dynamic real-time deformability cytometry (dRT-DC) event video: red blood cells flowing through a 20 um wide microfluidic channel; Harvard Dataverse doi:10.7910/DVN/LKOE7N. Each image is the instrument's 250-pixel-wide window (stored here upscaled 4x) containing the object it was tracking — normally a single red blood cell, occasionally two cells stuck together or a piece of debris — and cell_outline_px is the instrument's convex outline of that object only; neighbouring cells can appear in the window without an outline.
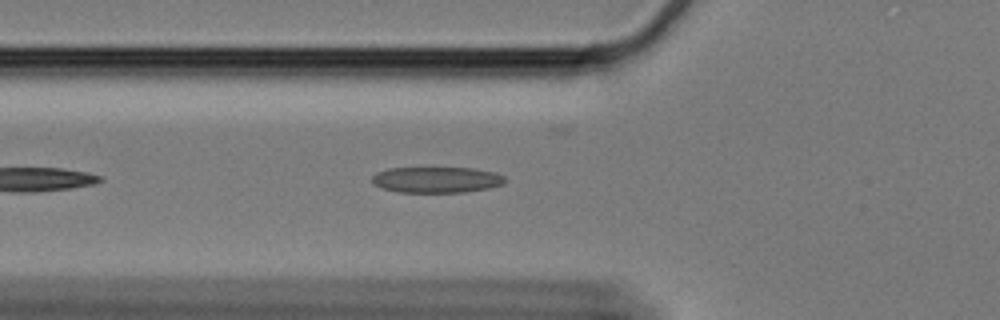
{"species": "Egyptian fruit bat (a non-hibernating species)", "species_latin": "Rousettus aegyptiacus", "temperature_condition": "cold", "stored_images_in_passage": 18, "camera_frame_rate_fps": 3000, "um_per_image_px": 0.085, "animal": {"sex": "female"}, "frame": {"image": 1, "passage_image": 6, "time_ms": 1.667, "image_size_px": [1000, 320], "cell_outline_px": [[508, 180], [504, 184], [488, 188], [464, 192], [400, 192], [380, 188], [372, 184], [372, 176], [376, 172], [388, 168], [476, 168], [496, 172], [504, 176]], "centroid_in_image_um": [37.12, 15.27], "position_along_channel_um": 88.7, "area_um2": 20.35}}
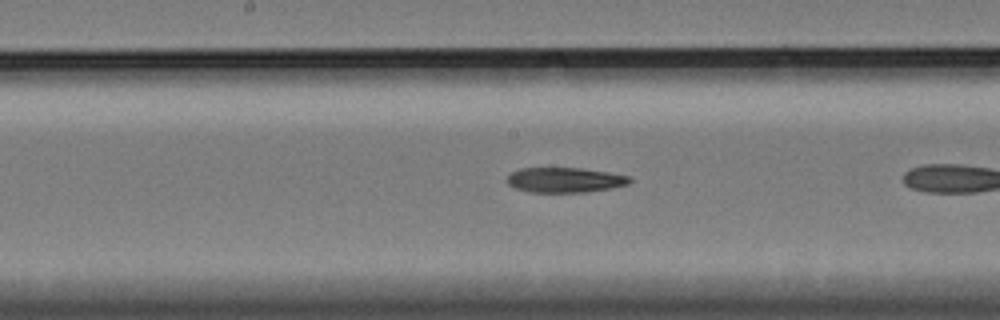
{"frame": {"image": 2, "passage_image": 13, "time_ms": 4.0, "image_size_px": [1000, 320], "cell_outline_px": [[632, 180], [628, 184], [608, 188], [584, 192], [532, 192], [516, 188], [508, 184], [508, 176], [512, 172], [520, 168], [580, 168], [608, 172], [632, 176]], "centroid_in_image_um": [48.03, 15.29], "position_along_channel_um": 200.2, "area_um2": 17.69}}